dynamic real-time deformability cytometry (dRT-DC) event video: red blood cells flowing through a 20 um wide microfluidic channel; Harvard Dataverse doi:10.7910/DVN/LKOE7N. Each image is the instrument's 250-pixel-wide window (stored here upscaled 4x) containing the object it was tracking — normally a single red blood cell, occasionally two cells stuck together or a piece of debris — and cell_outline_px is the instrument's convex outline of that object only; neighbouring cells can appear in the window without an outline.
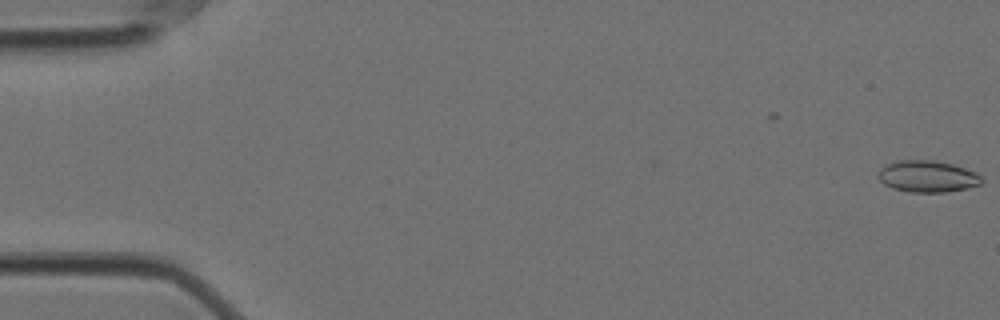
{"species": "Egyptian fruit bat (a non-hibernating species)", "species_latin": "Rousettus aegyptiacus", "temperature_condition": "cold", "stored_images_in_passage": 51, "camera_frame_rate_fps": 3000, "um_per_image_px": 0.085, "animal": {"sex": "female"}, "frame": {"image": 1, "passage_image": 1, "time_ms": 0.0, "image_size_px": [1000, 320], "cell_outline_px": [[984, 180], [980, 184], [968, 188], [944, 192], [912, 192], [892, 188], [884, 184], [880, 180], [880, 168], [896, 160], [932, 160], [952, 164], [976, 172]], "centroid_in_image_um": [78.86, 14.99], "position_along_channel_um": 6.1, "area_um2": 18.9}}
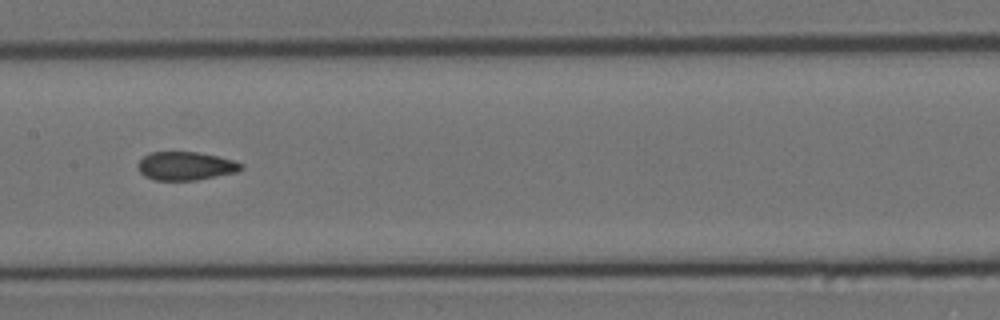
{"frame": {"image": 2, "passage_image": 29, "time_ms": 9.333, "image_size_px": [1000, 320], "cell_outline_px": [[244, 168], [236, 172], [196, 180], [156, 180], [144, 176], [140, 172], [136, 164], [144, 156], [152, 152], [196, 152], [216, 156], [232, 160], [244, 164]], "centroid_in_image_um": [15.77, 14.11], "position_along_channel_um": 191.6, "area_um2": 16.99}}
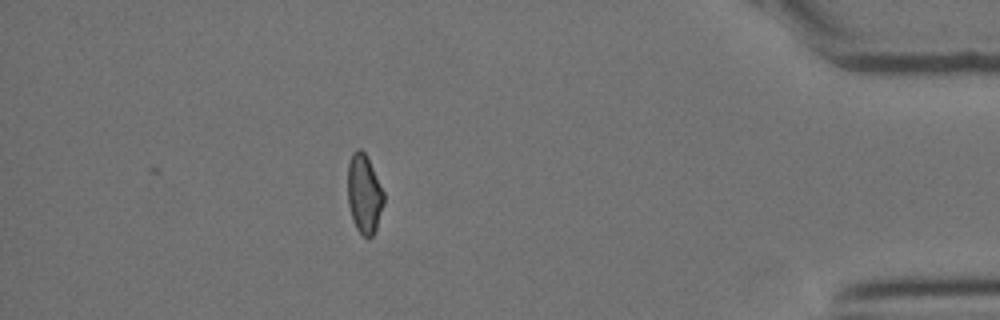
{"frame": {"image": 3, "passage_image": 51, "time_ms": 16.667, "image_size_px": [1000, 320], "cell_outline_px": [[384, 204], [376, 228], [372, 236], [368, 240], [356, 228], [352, 220], [348, 204], [348, 164], [352, 152], [356, 148], [360, 148], [364, 152], [384, 192]], "centroid_in_image_um": [30.94, 16.5], "position_along_channel_um": 404.3, "area_um2": 16.59}, "authors_computed_cell_mechanics": {"area_um2": 17.8602, "velocity_mm_per_s": 3.5395, "shape_relaxation_time_tau1_ms": null, "shape_relaxation_time_tau2_ms": 1.8718, "deformation_change_tau1": null, "deformation_change_tau2": 0.082}}